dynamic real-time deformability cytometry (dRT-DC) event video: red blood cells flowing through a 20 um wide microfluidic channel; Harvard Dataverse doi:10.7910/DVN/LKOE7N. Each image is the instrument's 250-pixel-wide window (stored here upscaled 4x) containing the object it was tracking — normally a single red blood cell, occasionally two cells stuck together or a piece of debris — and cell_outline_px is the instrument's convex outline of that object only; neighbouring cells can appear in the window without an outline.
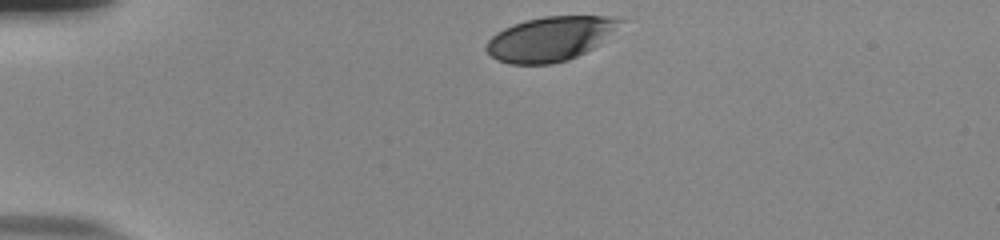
{"species": "human", "species_latin": "Homo sapiens", "temperature_condition": "room temperature", "stored_images_in_passage": 34, "camera_frame_rate_fps": 3000, "um_per_image_px": 0.085, "donor": {"sex": "male"}, "frame": {"image": 1, "passage_image": 1, "time_ms": 0.0, "image_size_px": [1000, 240], "cell_outline_px": [[624, 20], [600, 44], [568, 60], [552, 64], [508, 64], [496, 60], [484, 48], [488, 40], [496, 32], [512, 24], [524, 20], [544, 16], [608, 16]], "centroid_in_image_um": [46.72, 3.3], "position_along_channel_um": 38.3, "area_um2": 34.56}}
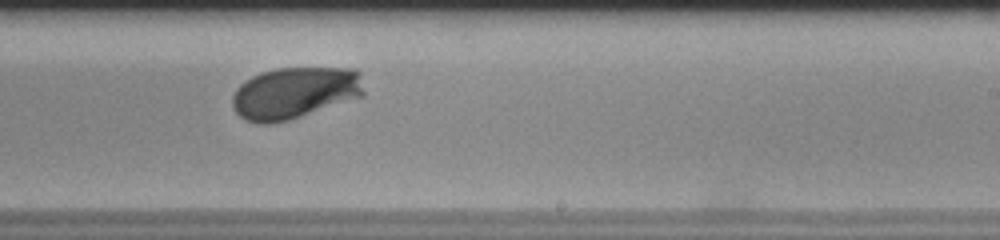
{"frame": {"image": 2, "passage_image": 23, "time_ms": 7.333, "image_size_px": [1000, 240], "cell_outline_px": [[364, 96], [288, 120], [268, 124], [260, 124], [248, 120], [240, 116], [232, 108], [232, 96], [236, 88], [240, 84], [252, 76], [276, 68], [356, 68], [360, 72], [364, 92]], "centroid_in_image_um": [25.06, 7.89], "position_along_channel_um": 263.9, "area_um2": 39.71}}
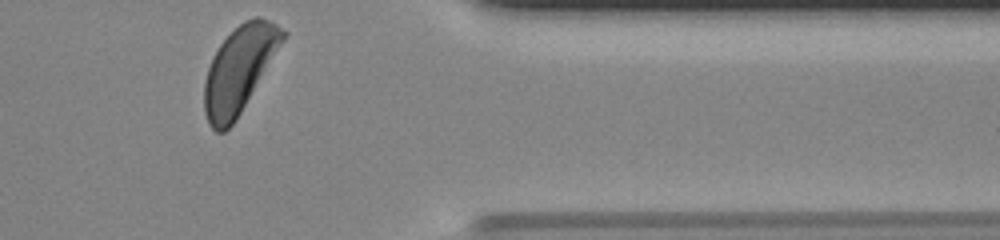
{"frame": {"image": 3, "passage_image": 34, "time_ms": 11.0, "image_size_px": [1000, 240], "cell_outline_px": [[288, 32], [284, 40], [236, 120], [224, 132], [216, 132], [208, 124], [204, 112], [204, 80], [212, 56], [220, 44], [244, 20], [256, 16], [260, 16], [276, 24]], "centroid_in_image_um": [20.32, 5.91], "position_along_channel_um": 391.1, "area_um2": 39.02}, "authors_computed_cell_mechanics": {"area_um2": 38.5815, "velocity_mm_per_s": 3.8091, "shape_relaxation_time_tau1_ms": 2.5596, "shape_relaxation_time_tau2_ms": null, "deformation_change_tau1": 0.1445, "deformation_change_tau2": null}}